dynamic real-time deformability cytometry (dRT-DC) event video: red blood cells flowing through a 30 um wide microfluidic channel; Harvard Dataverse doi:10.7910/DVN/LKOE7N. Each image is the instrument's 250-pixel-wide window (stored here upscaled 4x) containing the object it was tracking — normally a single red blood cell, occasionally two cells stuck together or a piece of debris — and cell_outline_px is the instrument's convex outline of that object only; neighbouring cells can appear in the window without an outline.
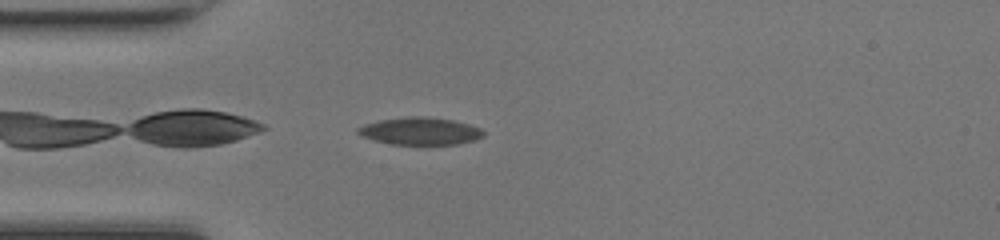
{"species": "common noctule bat (a hibernating species)", "species_latin": "Nyctalus noctula", "temperature_condition": "room temperature", "stored_images_in_passage": 3, "camera_frame_rate_fps": 3000, "um_per_image_px": 0.085, "animal": {"sex": "female", "body_mass_g": 17.0, "forearm_length_mm": 48.0}, "frame": {"image": 1, "passage_image": 2, "time_ms": 0.333, "image_size_px": [1000, 240], "cell_outline_px": [[484, 136], [476, 140], [460, 144], [392, 144], [360, 136], [356, 132], [356, 128], [364, 124], [380, 120], [408, 116], [428, 116], [452, 120], [468, 124], [480, 128], [484, 132]], "centroid_in_image_um": [35.71, 11.14], "position_along_channel_um": 49.3, "area_um2": 20.11}}